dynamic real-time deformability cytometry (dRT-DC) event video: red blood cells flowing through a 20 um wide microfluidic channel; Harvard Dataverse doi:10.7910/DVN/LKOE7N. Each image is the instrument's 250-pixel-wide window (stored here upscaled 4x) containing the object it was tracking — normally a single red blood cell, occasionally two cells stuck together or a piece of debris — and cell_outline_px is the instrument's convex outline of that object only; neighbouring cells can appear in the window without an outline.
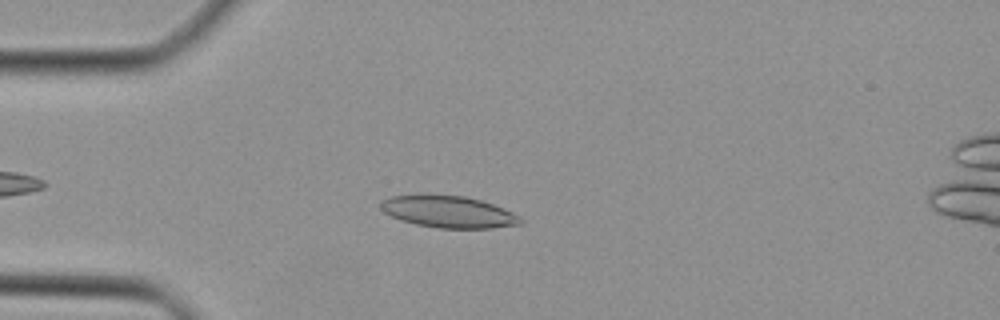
{"species": "Egyptian fruit bat (a non-hibernating species)", "species_latin": "Rousettus aegyptiacus", "temperature_condition": "cold", "stored_images_in_passage": 42, "camera_frame_rate_fps": 3000, "um_per_image_px": 0.085, "animal": {"sex": "female"}, "frame": {"image": 1, "passage_image": 9, "time_ms": 2.667, "image_size_px": [1000, 320], "cell_outline_px": [[524, 220], [520, 224], [492, 228], [436, 228], [416, 224], [400, 220], [384, 212], [380, 208], [380, 200], [392, 196], [420, 192], [464, 196], [480, 200], [504, 208], [520, 216]], "centroid_in_image_um": [38.06, 17.97], "position_along_channel_um": 46.9, "area_um2": 26.59}}
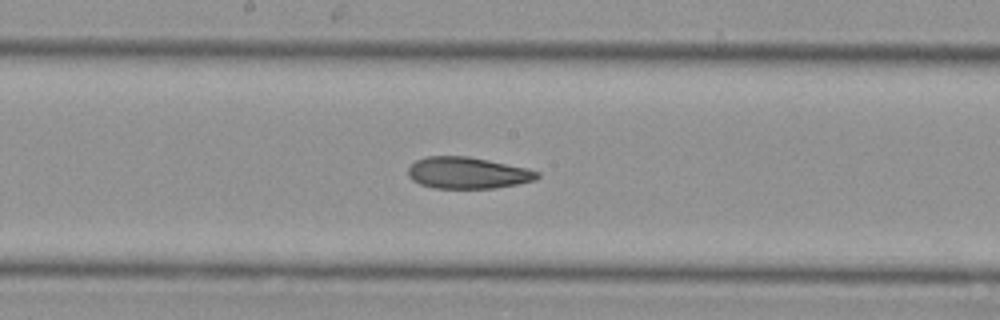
{"frame": {"image": 2, "passage_image": 21, "time_ms": 6.667, "image_size_px": [1000, 320], "cell_outline_px": [[540, 176], [536, 180], [516, 184], [492, 188], [432, 188], [420, 184], [412, 180], [408, 176], [408, 168], [416, 160], [428, 156], [468, 156], [528, 168], [540, 172]], "centroid_in_image_um": [39.75, 14.69], "position_along_channel_um": 208.5, "area_um2": 23.76}}
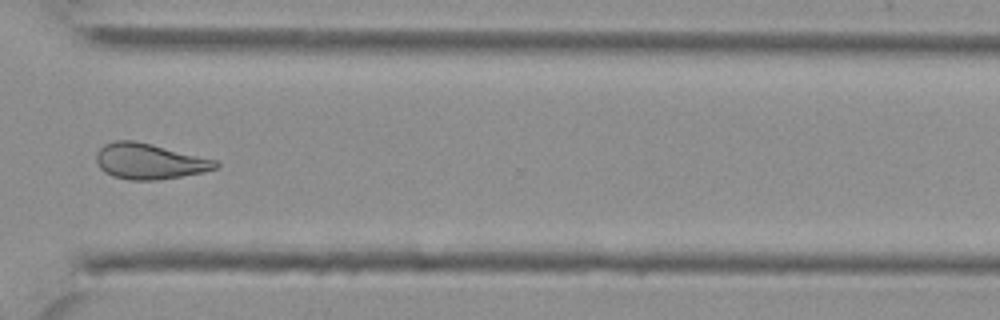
{"frame": {"image": 3, "passage_image": 31, "time_ms": 10.0, "image_size_px": [1000, 320], "cell_outline_px": [[220, 168], [204, 172], [160, 180], [128, 180], [112, 176], [104, 172], [96, 164], [96, 152], [104, 144], [116, 140], [132, 140], [152, 144], [216, 160], [220, 164]], "centroid_in_image_um": [12.69, 13.72], "position_along_channel_um": 357.9, "area_um2": 25.03}}